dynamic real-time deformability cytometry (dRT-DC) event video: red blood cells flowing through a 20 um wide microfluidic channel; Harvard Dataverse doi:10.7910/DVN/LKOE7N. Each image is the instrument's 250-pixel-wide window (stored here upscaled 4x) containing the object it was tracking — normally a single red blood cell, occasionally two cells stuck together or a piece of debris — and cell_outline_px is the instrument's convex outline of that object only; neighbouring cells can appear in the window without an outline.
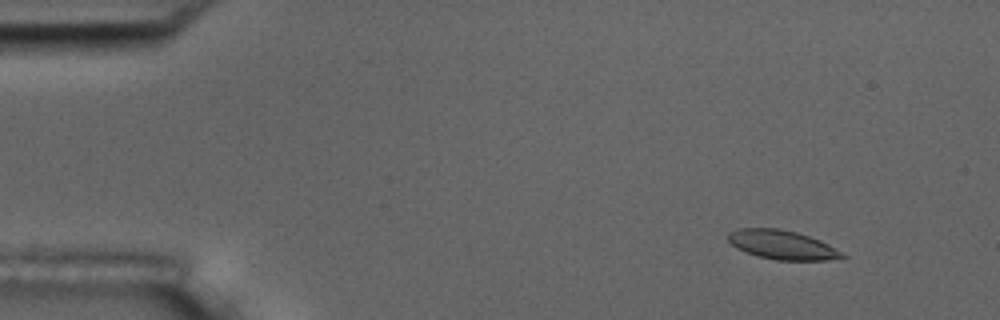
{"species": "common noctule bat (a hibernating species)", "species_latin": "Nyctalus noctula", "temperature_condition": "room temperature", "stored_images_in_passage": 5, "camera_frame_rate_fps": 3000, "um_per_image_px": 0.085, "animal": {"sex": "male", "body_mass_g": 17.5, "forearm_length_mm": 52.3}, "frame": {"image": 1, "passage_image": 2, "time_ms": 1.0, "image_size_px": [1000, 320], "cell_outline_px": [[848, 256], [828, 260], [776, 260], [756, 256], [736, 248], [728, 240], [728, 232], [736, 228], [780, 228], [796, 232], [820, 240], [828, 244]], "centroid_in_image_um": [66.45, 20.8], "position_along_channel_um": 18.6, "area_um2": 19.36}}
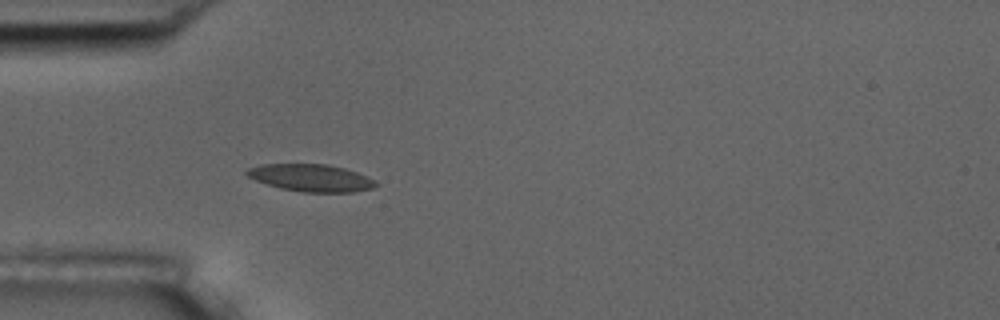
{"frame": {"image": 2, "passage_image": 5, "time_ms": 4.667, "image_size_px": [1000, 320], "cell_outline_px": [[380, 184], [372, 188], [352, 192], [304, 192], [280, 188], [256, 180], [248, 176], [244, 172], [248, 168], [260, 164], [328, 164], [344, 168], [356, 172], [376, 180]], "centroid_in_image_um": [26.45, 15.11], "position_along_channel_um": 58.6, "area_um2": 20.46}}